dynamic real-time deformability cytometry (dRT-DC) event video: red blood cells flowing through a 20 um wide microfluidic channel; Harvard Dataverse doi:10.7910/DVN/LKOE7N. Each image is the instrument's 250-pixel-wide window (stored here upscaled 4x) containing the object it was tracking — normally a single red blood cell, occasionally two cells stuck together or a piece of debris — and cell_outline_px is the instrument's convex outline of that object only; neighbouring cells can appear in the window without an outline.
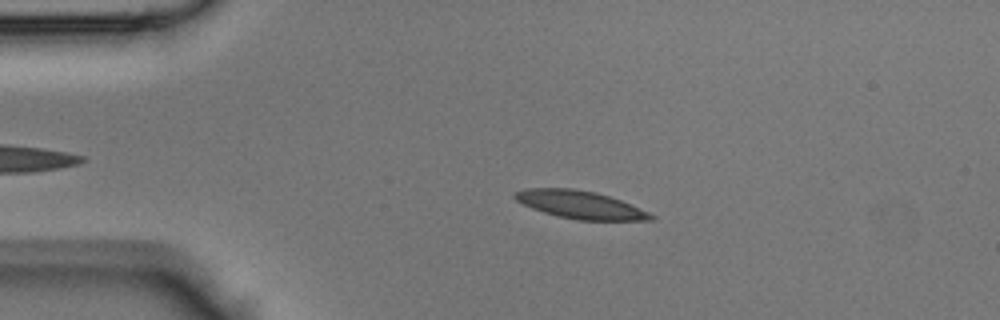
{"species": "Egyptian fruit bat (a non-hibernating species)", "species_latin": "Rousettus aegyptiacus", "temperature_condition": "room temperature", "stored_images_in_passage": 39, "camera_frame_rate_fps": 3000, "um_per_image_px": 0.085, "animal": {"sex": "male"}, "frame": {"image": 1, "passage_image": 9, "time_ms": 2.667, "image_size_px": [1000, 320], "cell_outline_px": [[656, 216], [652, 220], [576, 220], [544, 212], [532, 208], [516, 200], [512, 196], [516, 192], [528, 188], [572, 188], [596, 192], [620, 200], [648, 212]], "centroid_in_image_um": [49.31, 17.4], "position_along_channel_um": 35.7, "area_um2": 21.73}}
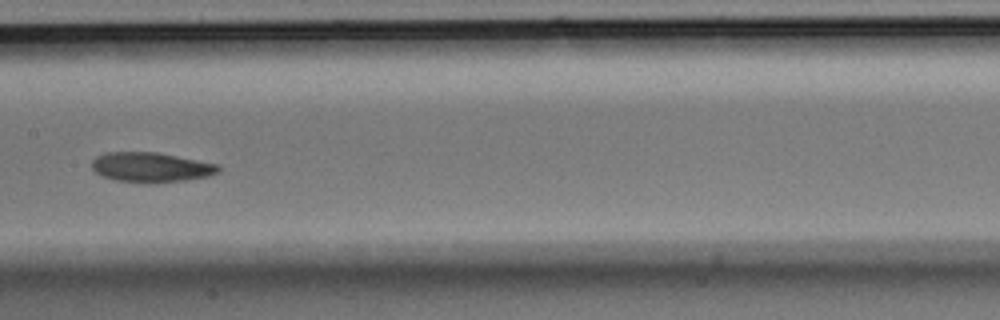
{"frame": {"image": 2, "passage_image": 23, "time_ms": 7.333, "image_size_px": [1000, 320], "cell_outline_px": [[220, 172], [208, 176], [184, 180], [152, 184], [148, 184], [116, 180], [104, 176], [96, 172], [92, 168], [92, 160], [96, 156], [104, 152], [156, 152], [220, 164]], "centroid_in_image_um": [12.85, 14.22], "position_along_channel_um": 194.6, "area_um2": 22.2}}
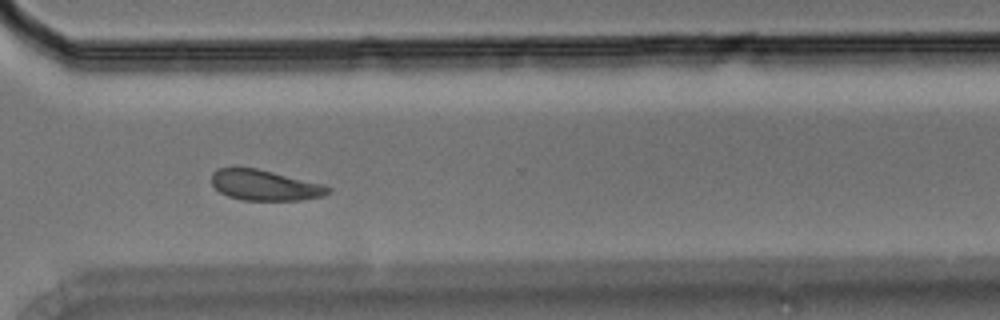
{"frame": {"image": 3, "passage_image": 34, "time_ms": 11.0, "image_size_px": [1000, 320], "cell_outline_px": [[332, 192], [324, 196], [300, 200], [244, 200], [228, 196], [220, 192], [212, 184], [212, 172], [216, 168], [256, 168], [324, 184], [332, 188]], "centroid_in_image_um": [22.55, 15.75], "position_along_channel_um": 348.1, "area_um2": 20.75}}